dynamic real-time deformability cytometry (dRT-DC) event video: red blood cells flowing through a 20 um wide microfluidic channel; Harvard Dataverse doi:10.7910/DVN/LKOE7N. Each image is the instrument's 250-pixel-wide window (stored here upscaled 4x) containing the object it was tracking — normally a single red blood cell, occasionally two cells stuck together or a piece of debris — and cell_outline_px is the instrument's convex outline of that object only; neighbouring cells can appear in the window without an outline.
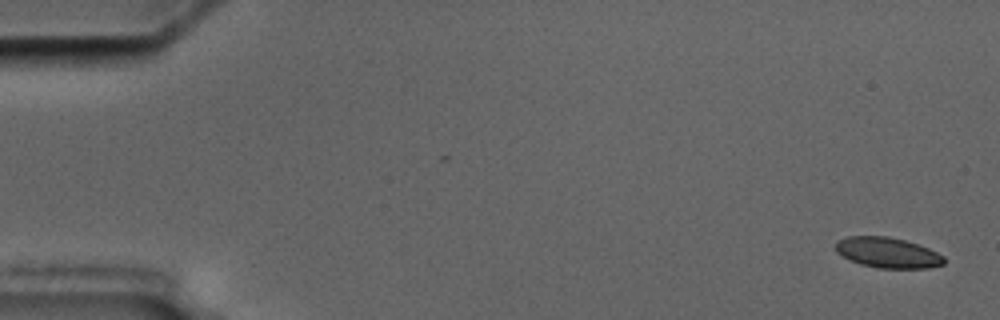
{"species": "common noctule bat (a hibernating species)", "species_latin": "Nyctalus noctula", "temperature_condition": "cold", "stored_images_in_passage": 2, "camera_frame_rate_fps": 3000, "um_per_image_px": 0.085, "animal": {"sex": "male", "body_mass_g": 17.5, "forearm_length_mm": 52.3}, "frame": {"image": 1, "passage_image": 2, "time_ms": 1.0, "image_size_px": [1000, 320], "cell_outline_px": [[944, 264], [928, 268], [876, 268], [860, 264], [836, 252], [836, 240], [848, 236], [888, 236], [904, 240], [928, 248], [944, 256]], "centroid_in_image_um": [75.44, 21.47], "position_along_channel_um": 9.6, "area_um2": 19.13}}